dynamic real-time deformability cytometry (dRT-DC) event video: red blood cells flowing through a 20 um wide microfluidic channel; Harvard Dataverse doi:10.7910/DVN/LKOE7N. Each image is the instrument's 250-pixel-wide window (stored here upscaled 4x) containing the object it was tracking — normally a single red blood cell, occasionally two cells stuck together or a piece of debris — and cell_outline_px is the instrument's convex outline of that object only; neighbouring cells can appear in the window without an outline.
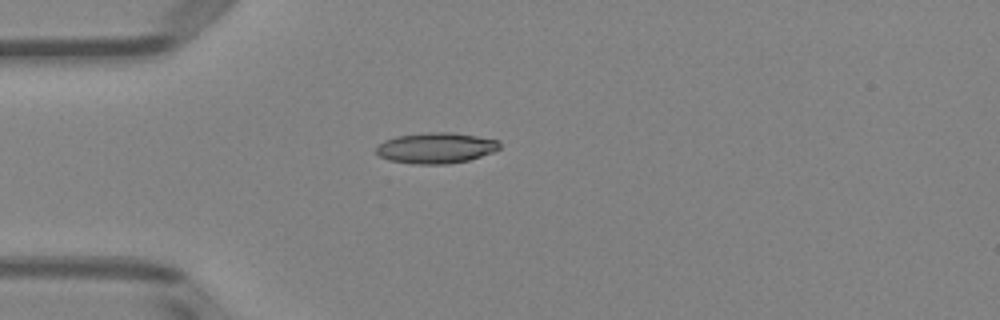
{"species": "Egyptian fruit bat (a non-hibernating species)", "species_latin": "Rousettus aegyptiacus", "temperature_condition": "room temperature", "stored_images_in_passage": 1, "camera_frame_rate_fps": 3000, "um_per_image_px": 0.085, "animal": {"sex": "female"}, "frame": {"image": 1, "passage_image": 1, "time_ms": 0.0, "image_size_px": [1000, 320], "cell_outline_px": [[500, 148], [492, 152], [468, 160], [448, 164], [412, 164], [388, 160], [380, 156], [376, 152], [376, 148], [384, 140], [396, 136], [428, 132], [452, 132], [500, 140]], "centroid_in_image_um": [37.05, 12.57], "position_along_channel_um": 48.0, "area_um2": 22.14}}